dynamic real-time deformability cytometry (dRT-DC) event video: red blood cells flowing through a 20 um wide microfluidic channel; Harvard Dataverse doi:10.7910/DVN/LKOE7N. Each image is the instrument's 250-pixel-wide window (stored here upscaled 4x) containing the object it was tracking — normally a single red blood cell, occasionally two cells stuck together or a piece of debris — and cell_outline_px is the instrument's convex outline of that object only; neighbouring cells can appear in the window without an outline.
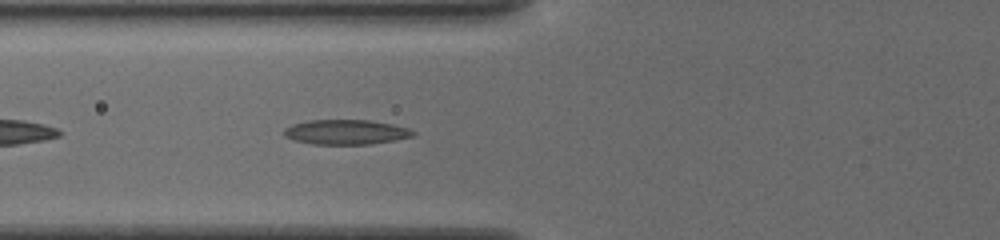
{"species": "common noctule bat (a hibernating species)", "species_latin": "Nyctalus noctula", "temperature_condition": "cold", "stored_images_in_passage": 37, "camera_frame_rate_fps": 3000, "um_per_image_px": 0.085, "animal": {"sex": "female", "body_mass_g": 19.5, "forearm_length_mm": 54.1}, "frame": {"image": 1, "passage_image": 5, "time_ms": 1.333, "image_size_px": [1000, 240], "cell_outline_px": [[416, 132], [412, 136], [396, 140], [372, 144], [312, 144], [292, 140], [284, 136], [284, 128], [292, 124], [308, 120], [368, 120], [392, 124], [408, 128]], "centroid_in_image_um": [29.38, 11.23], "position_along_channel_um": 96.4, "area_um2": 18.73}}
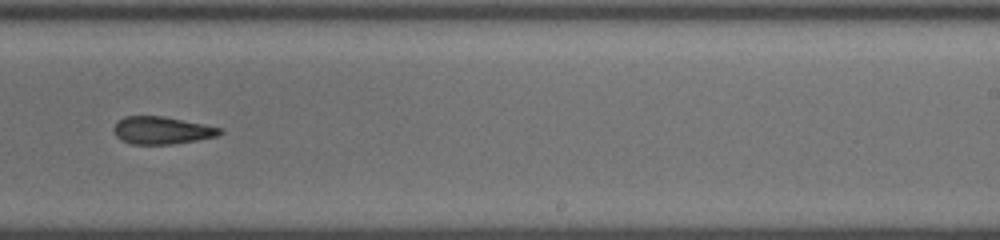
{"frame": {"image": 2, "passage_image": 19, "time_ms": 6.0, "image_size_px": [1000, 240], "cell_outline_px": [[224, 132], [216, 136], [196, 140], [172, 144], [132, 144], [120, 140], [112, 132], [112, 128], [124, 116], [164, 116], [224, 128]], "centroid_in_image_um": [13.76, 11.08], "position_along_channel_um": 275.2, "area_um2": 17.11}}
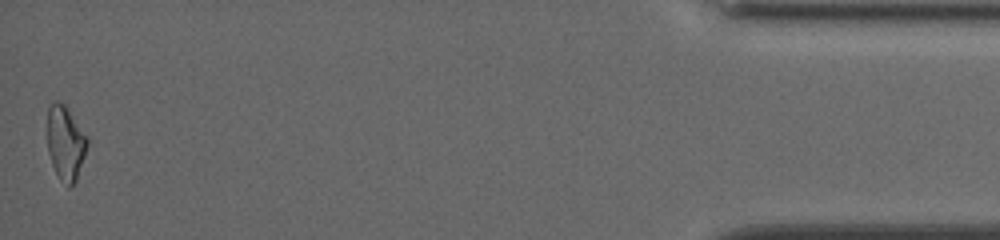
{"frame": {"image": 3, "passage_image": 37, "time_ms": 12.0, "image_size_px": [1000, 240], "cell_outline_px": [[88, 144], [76, 180], [68, 188], [60, 180], [52, 164], [48, 152], [48, 108], [56, 100], [64, 104], [88, 136]], "centroid_in_image_um": [5.57, 12.16], "position_along_channel_um": 429.6, "area_um2": 17.11}, "authors_computed_cell_mechanics": {"area_um2": 17.5134, "velocity_mm_per_s": 3.8332, "shape_relaxation_time_tau1_ms": 4.2921, "shape_relaxation_time_tau2_ms": 4.891, "deformation_change_tau1": 0.1255, "deformation_change_tau2": 0.1505}}